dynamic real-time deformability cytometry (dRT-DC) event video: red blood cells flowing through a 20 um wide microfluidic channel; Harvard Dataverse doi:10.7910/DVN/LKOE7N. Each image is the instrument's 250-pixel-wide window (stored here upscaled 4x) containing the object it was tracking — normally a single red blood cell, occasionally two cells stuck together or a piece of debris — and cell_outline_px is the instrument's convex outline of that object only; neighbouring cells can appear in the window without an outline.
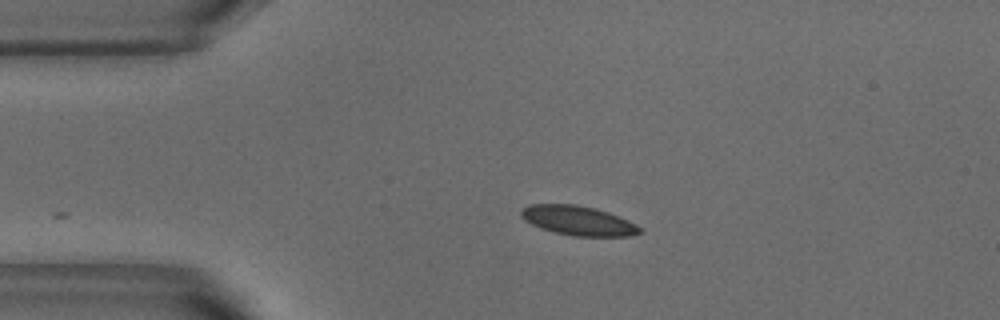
{"species": "common noctule bat (a hibernating species)", "species_latin": "Nyctalus noctula", "temperature_condition": "warm", "stored_images_in_passage": 35, "camera_frame_rate_fps": 3000, "um_per_image_px": 0.085, "animal": {"sex": "male", "body_mass_g": 18.8}, "frame": {"image": 1, "passage_image": 1, "time_ms": 0.0, "image_size_px": [1000, 320], "cell_outline_px": [[640, 232], [628, 236], [572, 236], [540, 228], [524, 220], [520, 216], [520, 212], [528, 204], [576, 204], [596, 208], [620, 216], [636, 224], [640, 228]], "centroid_in_image_um": [49.12, 18.74], "position_along_channel_um": 35.9, "area_um2": 20.35}}
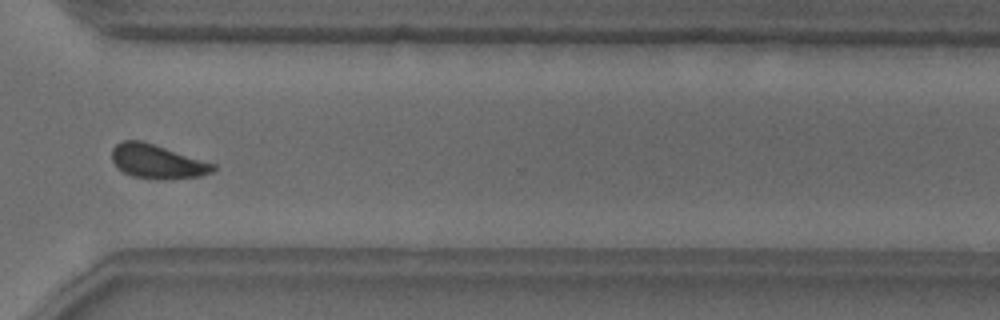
{"frame": {"image": 2, "passage_image": 29, "time_ms": 9.333, "image_size_px": [1000, 320], "cell_outline_px": [[216, 168], [212, 172], [200, 176], [164, 180], [160, 180], [132, 176], [116, 168], [112, 160], [112, 148], [120, 140], [140, 140], [216, 164]], "centroid_in_image_um": [13.34, 13.74], "position_along_channel_um": 357.3, "area_um2": 20.11}}
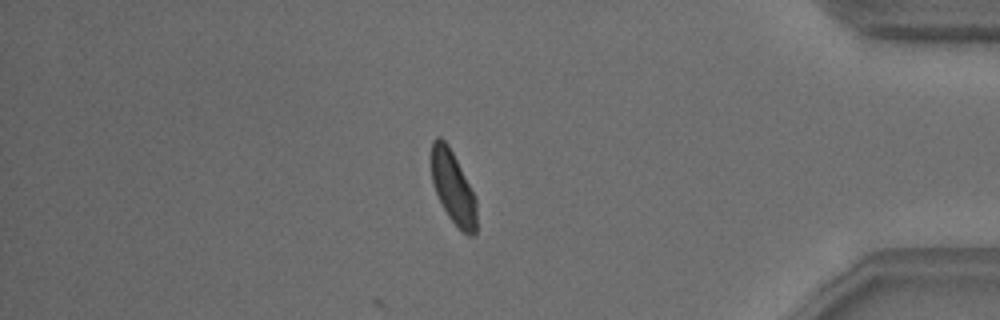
{"frame": {"image": 3, "passage_image": 35, "time_ms": 11.333, "image_size_px": [1000, 320], "cell_outline_px": [[476, 232], [472, 236], [468, 236], [448, 216], [432, 184], [432, 140], [436, 136], [440, 136], [448, 144], [476, 196]], "centroid_in_image_um": [38.52, 15.92], "position_along_channel_um": 396.7, "area_um2": 18.96}, "authors_computed_cell_mechanics": {"area_um2": 20.2878, "velocity_mm_per_s": 3.7714, "shape_relaxation_time_tau1_ms": 2.9747, "shape_relaxation_time_tau2_ms": 0.8778, "deformation_change_tau1": 0.1026, "deformation_change_tau2": 0.0555}}